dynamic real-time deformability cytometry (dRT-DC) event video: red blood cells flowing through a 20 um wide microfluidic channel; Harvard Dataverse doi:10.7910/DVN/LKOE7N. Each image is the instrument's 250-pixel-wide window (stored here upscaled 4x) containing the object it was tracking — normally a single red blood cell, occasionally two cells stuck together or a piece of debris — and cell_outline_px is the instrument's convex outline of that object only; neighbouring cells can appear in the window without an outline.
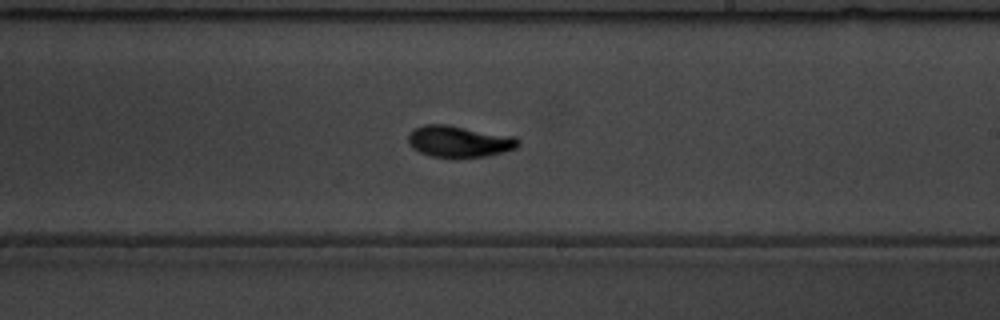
{"species": "common noctule bat (a hibernating species)", "species_latin": "Nyctalus noctula", "temperature_condition": "warm", "stored_images_in_passage": 57, "camera_frame_rate_fps": 3000, "um_per_image_px": 0.085, "animal": {"sex": "male", "body_mass_g": 19.5, "forearm_length_mm": 54.6}, "frame": {"image": 1, "passage_image": 35, "time_ms": 11.333, "image_size_px": [1000, 320], "cell_outline_px": [[520, 144], [516, 148], [504, 152], [484, 156], [432, 156], [420, 152], [412, 148], [408, 144], [408, 136], [416, 128], [424, 124], [448, 124], [516, 136], [520, 140]], "centroid_in_image_um": [39.06, 11.99], "position_along_channel_um": 249.9, "area_um2": 20.06}}
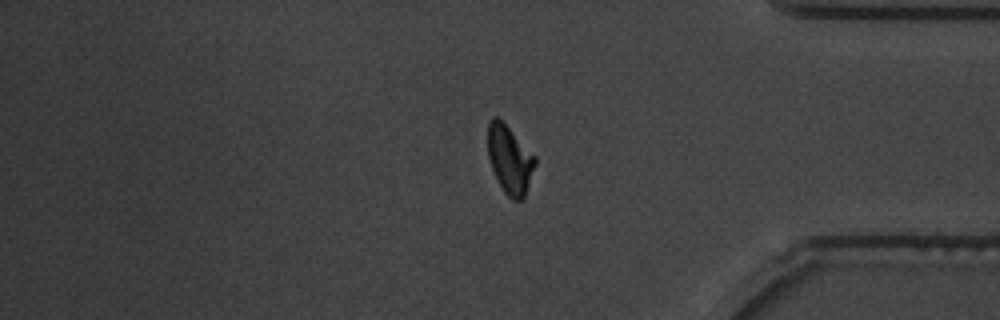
{"frame": {"image": 2, "passage_image": 48, "time_ms": 15.667, "image_size_px": [1000, 320], "cell_outline_px": [[536, 164], [524, 200], [512, 200], [504, 192], [492, 168], [488, 156], [488, 120], [492, 116], [496, 116], [536, 156]], "centroid_in_image_um": [43.34, 13.58], "position_along_channel_um": 391.9, "area_um2": 18.67}}
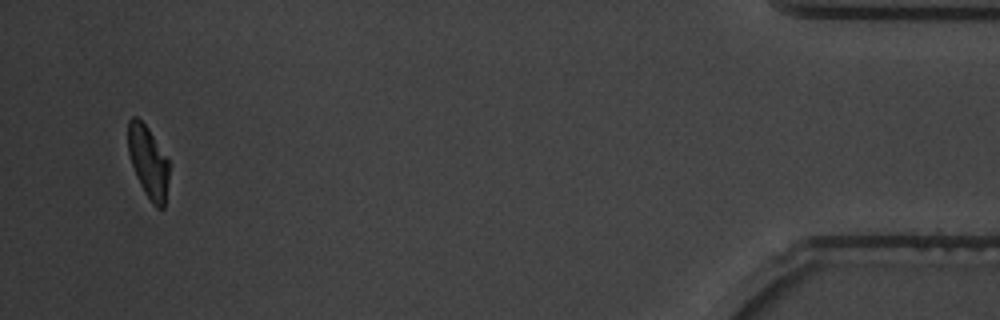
{"frame": {"image": 3, "passage_image": 55, "time_ms": 18.0, "image_size_px": [1000, 320], "cell_outline_px": [[168, 180], [164, 208], [156, 208], [152, 204], [144, 192], [136, 176], [128, 152], [128, 120], [132, 116], [136, 116], [148, 128], [168, 160]], "centroid_in_image_um": [12.58, 13.77], "position_along_channel_um": 422.6, "area_um2": 16.99}, "authors_computed_cell_mechanics": {"area_um2": 18.6116, "velocity_mm_per_s": 3.6764, "shape_relaxation_time_tau1_ms": 3.1433, "shape_relaxation_time_tau2_ms": 2.2779, "deformation_change_tau1": 0.1497, "deformation_change_tau2": 0.0782}}